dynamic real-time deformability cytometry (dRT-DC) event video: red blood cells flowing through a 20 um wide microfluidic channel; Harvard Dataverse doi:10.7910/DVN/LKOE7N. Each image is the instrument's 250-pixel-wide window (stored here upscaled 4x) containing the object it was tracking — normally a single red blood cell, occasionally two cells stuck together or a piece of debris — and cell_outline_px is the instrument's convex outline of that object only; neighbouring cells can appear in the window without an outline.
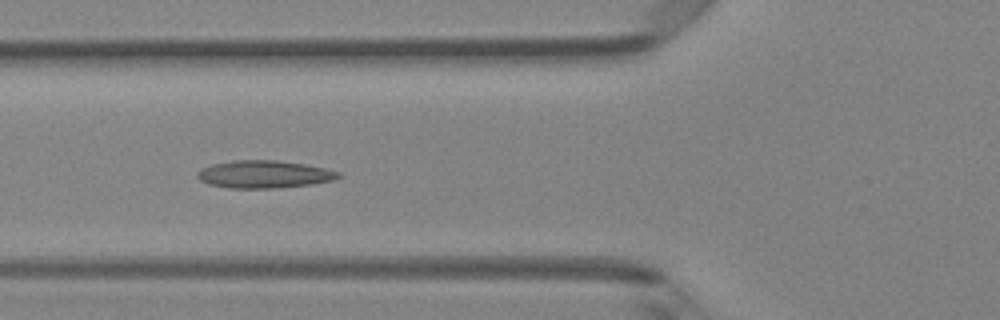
{"species": "Egyptian fruit bat (a non-hibernating species)", "species_latin": "Rousettus aegyptiacus", "temperature_condition": "room temperature", "stored_images_in_passage": 6, "camera_frame_rate_fps": 3000, "um_per_image_px": 0.085, "animal": {"sex": "female"}, "frame": {"image": 1, "passage_image": 4, "time_ms": 1.0, "image_size_px": [1000, 320], "cell_outline_px": [[340, 176], [332, 180], [312, 184], [276, 188], [228, 188], [208, 184], [200, 180], [196, 176], [196, 172], [200, 168], [212, 164], [232, 160], [276, 160], [304, 164], [324, 168], [340, 172]], "centroid_in_image_um": [22.39, 14.81], "position_along_channel_um": 103.4, "area_um2": 22.72}}
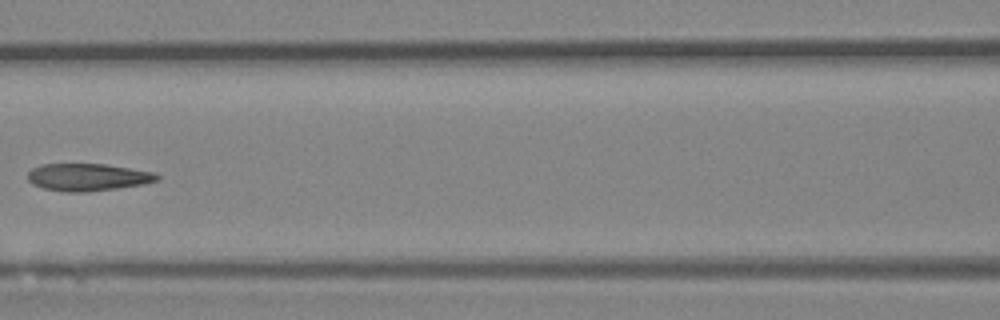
{"frame": {"image": 2, "passage_image": 5, "time_ms": 1.333, "image_size_px": [1000, 320], "cell_outline_px": [[160, 180], [144, 184], [88, 192], [64, 192], [44, 188], [32, 184], [28, 180], [28, 172], [32, 168], [40, 164], [104, 164], [156, 172], [160, 176]], "centroid_in_image_um": [7.48, 15.06], "position_along_channel_um": 159.1, "area_um2": 20.75}}
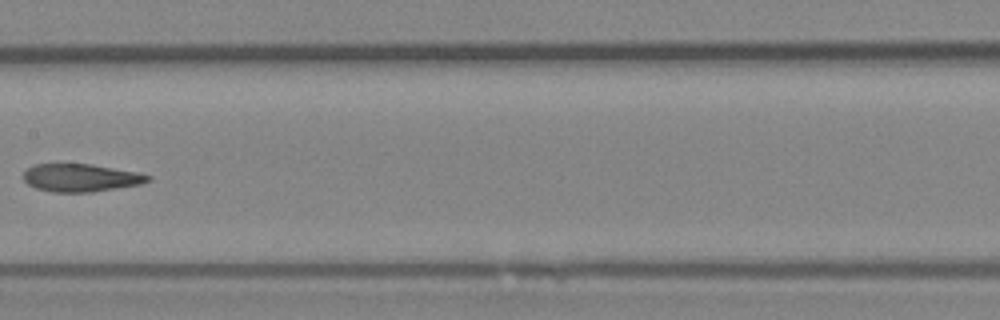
{"frame": {"image": 3, "passage_image": 6, "time_ms": 1.667, "image_size_px": [1000, 320], "cell_outline_px": [[152, 180], [140, 184], [92, 192], [52, 192], [36, 188], [28, 184], [24, 180], [24, 172], [32, 164], [92, 164], [136, 172], [152, 176]], "centroid_in_image_um": [6.86, 15.11], "position_along_channel_um": 200.5, "area_um2": 20.11}}